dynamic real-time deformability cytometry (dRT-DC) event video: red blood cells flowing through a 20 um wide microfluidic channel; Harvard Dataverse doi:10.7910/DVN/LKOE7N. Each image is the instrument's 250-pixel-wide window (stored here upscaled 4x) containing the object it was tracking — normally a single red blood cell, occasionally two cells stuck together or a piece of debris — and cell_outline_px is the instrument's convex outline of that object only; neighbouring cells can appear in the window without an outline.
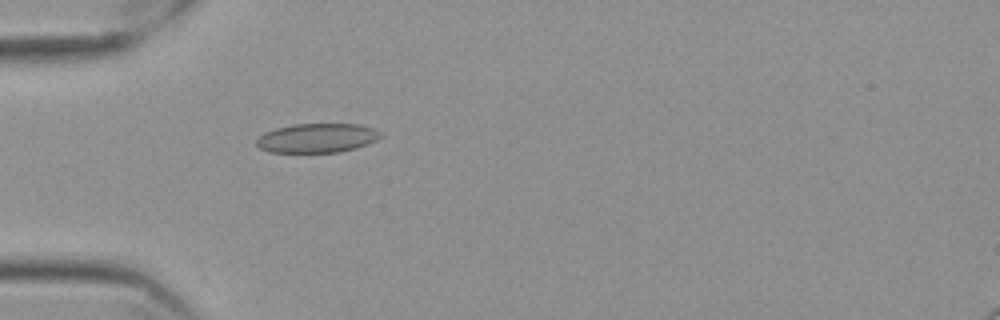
{"species": "Egyptian fruit bat (a non-hibernating species)", "species_latin": "Rousettus aegyptiacus", "temperature_condition": "cold", "stored_images_in_passage": 17, "camera_frame_rate_fps": 3000, "um_per_image_px": 0.085, "frame": {"image": 1, "passage_image": 2, "time_ms": 0.333, "image_size_px": [1000, 320], "cell_outline_px": [[384, 136], [368, 144], [356, 148], [340, 152], [268, 152], [260, 148], [256, 144], [256, 140], [264, 132], [276, 128], [292, 124], [360, 124], [372, 128], [380, 132]], "centroid_in_image_um": [26.96, 11.73], "position_along_channel_um": 58.0, "area_um2": 21.21}}
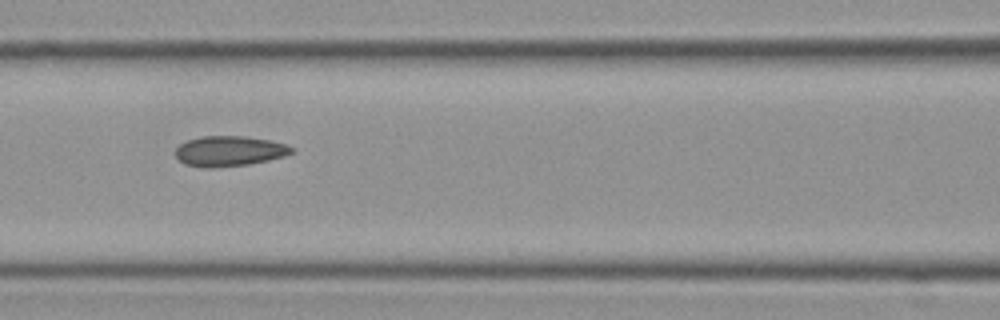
{"frame": {"image": 2, "passage_image": 10, "time_ms": 3.0, "image_size_px": [1000, 320], "cell_outline_px": [[296, 152], [284, 156], [268, 160], [248, 164], [212, 168], [204, 168], [184, 164], [176, 156], [176, 148], [180, 144], [188, 140], [200, 136], [244, 136], [268, 140], [284, 144], [296, 148]], "centroid_in_image_um": [19.5, 12.84], "position_along_channel_um": 147.1, "area_um2": 20.52}}
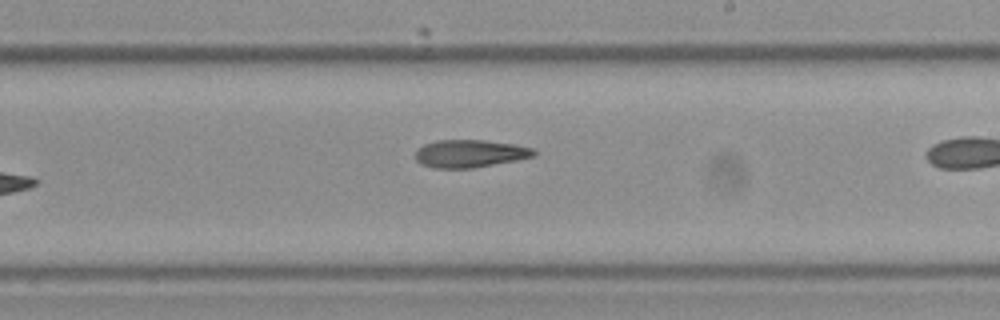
{"frame": {"image": 3, "passage_image": 15, "time_ms": 4.667, "image_size_px": [1000, 320], "cell_outline_px": [[536, 156], [516, 160], [472, 168], [436, 168], [420, 164], [416, 160], [416, 148], [424, 144], [436, 140], [484, 140], [516, 144], [532, 148], [536, 152]], "centroid_in_image_um": [39.93, 13.04], "position_along_channel_um": 249.1, "area_um2": 19.19}}